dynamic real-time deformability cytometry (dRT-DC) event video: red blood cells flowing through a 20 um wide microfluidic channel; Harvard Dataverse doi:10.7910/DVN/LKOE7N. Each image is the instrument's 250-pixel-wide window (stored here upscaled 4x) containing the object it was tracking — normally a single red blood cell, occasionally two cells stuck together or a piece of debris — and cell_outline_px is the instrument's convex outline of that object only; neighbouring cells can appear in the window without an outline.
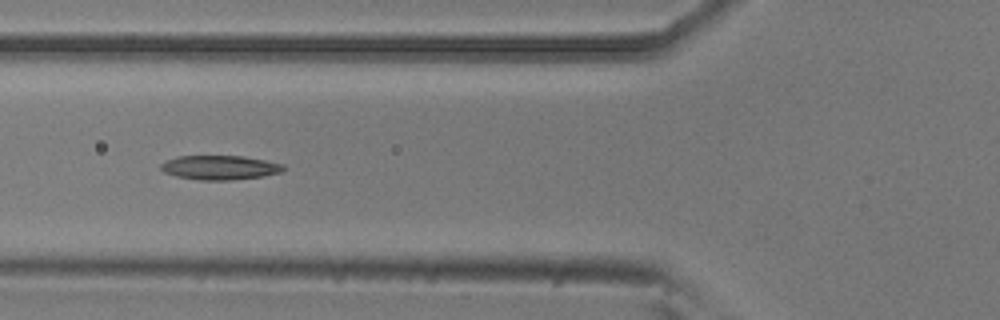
{"species": "common noctule bat (a hibernating species)", "species_latin": "Nyctalus noctula", "temperature_condition": "room temperature", "stored_images_in_passage": 37, "camera_frame_rate_fps": 3000, "um_per_image_px": 0.085, "animal": {"sex": "male", "body_mass_g": 20.5, "forearm_length_mm": 52.5}, "frame": {"image": 1, "passage_image": 6, "time_ms": 1.667, "image_size_px": [1000, 320], "cell_outline_px": [[284, 168], [280, 172], [264, 176], [232, 180], [200, 180], [176, 176], [164, 172], [160, 168], [160, 164], [176, 156], [244, 156], [284, 164]], "centroid_in_image_um": [18.68, 14.24], "position_along_channel_um": 107.1, "area_um2": 17.28}}
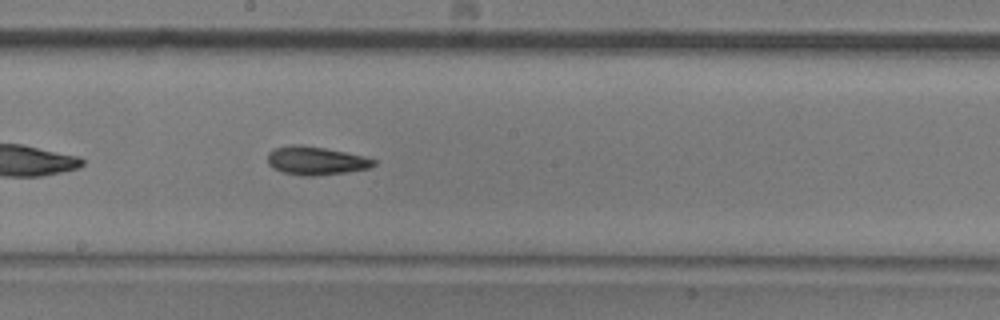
{"frame": {"image": 2, "passage_image": 15, "time_ms": 4.667, "image_size_px": [1000, 320], "cell_outline_px": [[376, 164], [368, 168], [344, 172], [312, 176], [304, 176], [280, 172], [272, 168], [268, 164], [268, 152], [276, 148], [292, 144], [300, 144], [324, 148], [364, 156], [376, 160]], "centroid_in_image_um": [26.8, 13.66], "position_along_channel_um": 221.4, "area_um2": 17.46}}
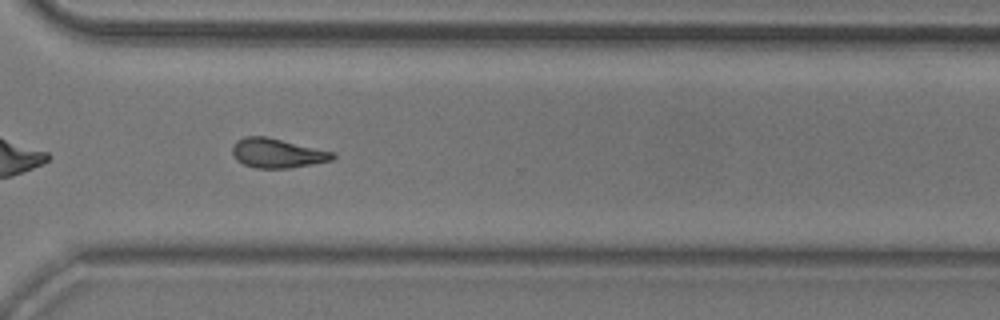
{"frame": {"image": 3, "passage_image": 25, "time_ms": 8.0, "image_size_px": [1000, 320], "cell_outline_px": [[336, 156], [332, 160], [288, 168], [256, 168], [244, 164], [236, 160], [232, 152], [232, 148], [236, 140], [244, 136], [268, 136], [336, 152]], "centroid_in_image_um": [23.57, 13.0], "position_along_channel_um": 347.0, "area_um2": 17.34}}